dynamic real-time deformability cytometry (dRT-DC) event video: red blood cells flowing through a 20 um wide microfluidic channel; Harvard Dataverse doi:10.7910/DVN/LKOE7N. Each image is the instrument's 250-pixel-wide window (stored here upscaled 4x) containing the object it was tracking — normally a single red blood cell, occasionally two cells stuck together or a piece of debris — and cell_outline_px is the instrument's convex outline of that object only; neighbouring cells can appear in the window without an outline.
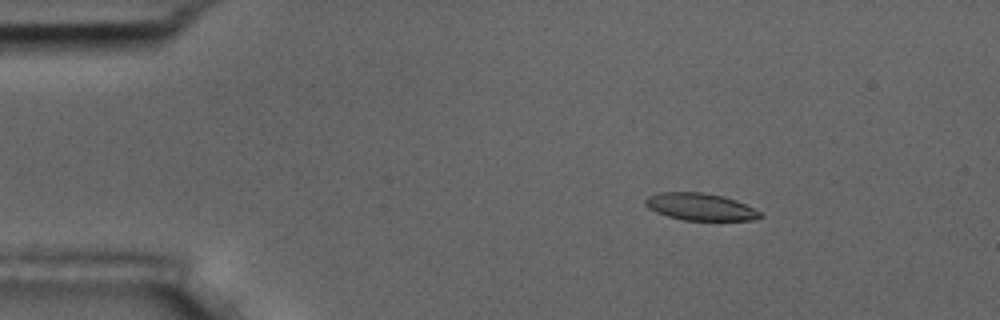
{"species": "common noctule bat (a hibernating species)", "species_latin": "Nyctalus noctula", "temperature_condition": "room temperature", "stored_images_in_passage": 53, "camera_frame_rate_fps": 3000, "um_per_image_px": 0.085, "animal": {"sex": "male", "body_mass_g": 17.5, "forearm_length_mm": 52.3}, "frame": {"image": 1, "passage_image": 7, "time_ms": 2.0, "image_size_px": [1000, 320], "cell_outline_px": [[764, 216], [752, 220], [684, 220], [668, 216], [656, 212], [648, 208], [644, 204], [644, 200], [648, 196], [660, 192], [700, 192], [724, 196], [736, 200], [760, 212]], "centroid_in_image_um": [59.49, 17.57], "position_along_channel_um": 25.5, "area_um2": 18.09}}
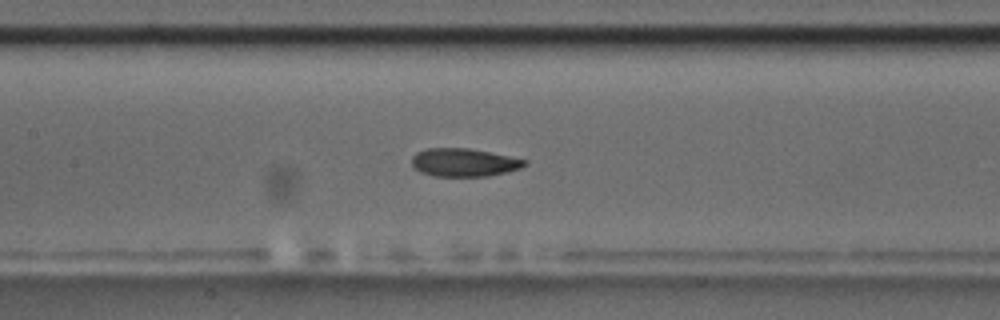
{"frame": {"image": 2, "passage_image": 24, "time_ms": 7.667, "image_size_px": [1000, 320], "cell_outline_px": [[528, 164], [520, 168], [508, 172], [488, 176], [432, 176], [420, 172], [412, 164], [412, 156], [416, 152], [424, 148], [468, 148], [528, 160]], "centroid_in_image_um": [39.43, 13.81], "position_along_channel_um": 168.0, "area_um2": 18.55}}
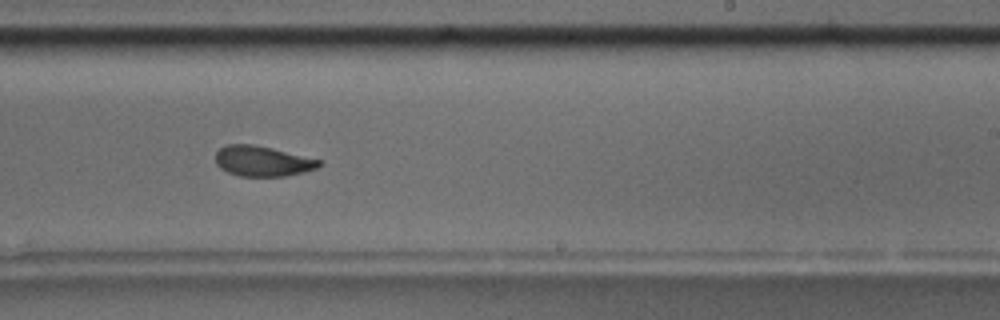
{"frame": {"image": 3, "passage_image": 32, "time_ms": 10.333, "image_size_px": [1000, 320], "cell_outline_px": [[324, 164], [316, 168], [304, 172], [284, 176], [240, 176], [228, 172], [220, 168], [216, 164], [216, 152], [220, 148], [228, 144], [252, 144], [272, 148], [320, 160]], "centroid_in_image_um": [22.3, 13.7], "position_along_channel_um": 266.7, "area_um2": 18.21}, "authors_computed_cell_mechanics": {"area_um2": 18.9006, "velocity_mm_per_s": 3.7146, "shape_relaxation_time_tau1_ms": 10.0306, "shape_relaxation_time_tau2_ms": 2.3418, "deformation_change_tau1": 0.2126, "deformation_change_tau2": 0.0802}}